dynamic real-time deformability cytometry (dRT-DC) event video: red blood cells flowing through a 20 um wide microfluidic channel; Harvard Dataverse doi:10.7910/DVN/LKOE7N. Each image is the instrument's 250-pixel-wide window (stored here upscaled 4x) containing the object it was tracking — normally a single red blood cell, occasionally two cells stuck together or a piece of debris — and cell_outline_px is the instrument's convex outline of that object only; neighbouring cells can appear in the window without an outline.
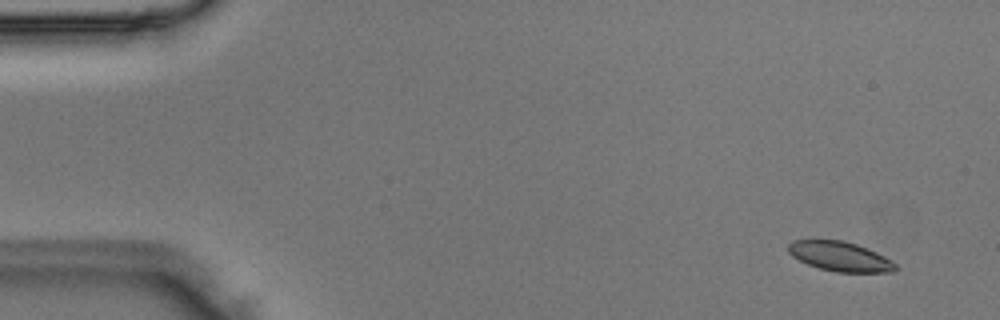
{"species": "Egyptian fruit bat (a non-hibernating species)", "species_latin": "Rousettus aegyptiacus", "temperature_condition": "room temperature", "stored_images_in_passage": 4, "camera_frame_rate_fps": 3000, "um_per_image_px": 0.085, "animal": {"sex": "male"}, "frame": {"image": 1, "passage_image": 1, "time_ms": 0.0, "image_size_px": [1000, 320], "cell_outline_px": [[900, 268], [896, 272], [836, 272], [820, 268], [808, 264], [792, 256], [788, 252], [788, 244], [792, 240], [812, 236], [844, 240], [856, 244], [876, 252], [892, 260]], "centroid_in_image_um": [71.36, 21.74], "position_along_channel_um": 13.6, "area_um2": 19.31}}